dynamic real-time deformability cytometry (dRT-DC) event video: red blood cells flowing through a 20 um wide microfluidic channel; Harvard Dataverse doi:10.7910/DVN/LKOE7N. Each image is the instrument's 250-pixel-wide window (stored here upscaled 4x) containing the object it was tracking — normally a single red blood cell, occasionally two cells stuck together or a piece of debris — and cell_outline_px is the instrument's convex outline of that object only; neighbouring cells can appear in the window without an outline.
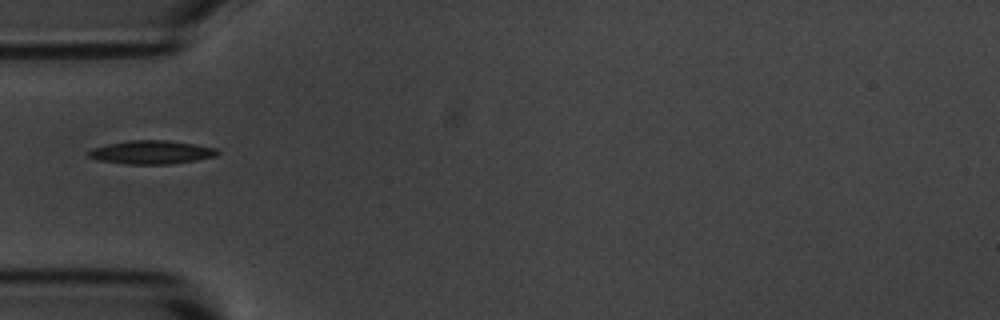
{"species": "common noctule bat (a hibernating species)", "species_latin": "Nyctalus noctula", "temperature_condition": "room temperature", "stored_images_in_passage": 6, "camera_frame_rate_fps": 3000, "um_per_image_px": 0.085, "animal": {"sex": "male", "body_mass_g": 20.1, "forearm_length_mm": 53.5}, "frame": {"image": 1, "passage_image": 1, "time_ms": 0.0, "image_size_px": [1000, 320], "cell_outline_px": [[220, 152], [216, 156], [196, 160], [172, 164], [128, 164], [100, 160], [88, 156], [88, 152], [92, 148], [108, 144], [128, 140], [168, 140], [196, 144], [216, 148]], "centroid_in_image_um": [12.91, 12.93], "position_along_channel_um": 72.1, "area_um2": 17.63}}
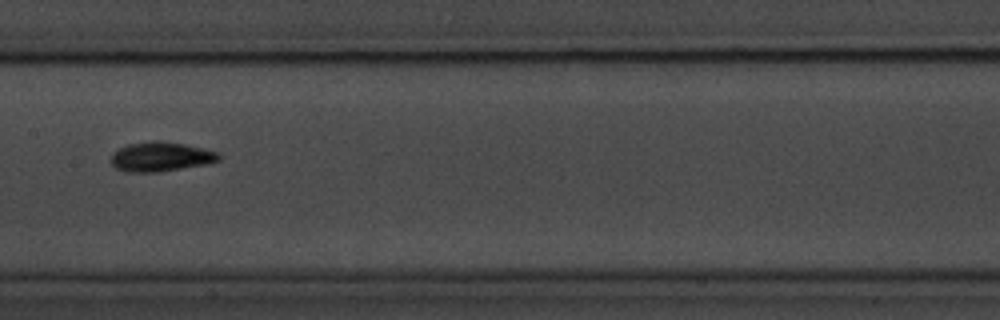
{"frame": {"image": 2, "passage_image": 4, "time_ms": 3.333, "image_size_px": [1000, 320], "cell_outline_px": [[220, 160], [208, 164], [156, 172], [128, 172], [116, 168], [112, 164], [112, 152], [128, 144], [152, 140], [160, 140], [184, 144], [220, 152]], "centroid_in_image_um": [13.69, 13.31], "position_along_channel_um": 193.7, "area_um2": 18.55}}
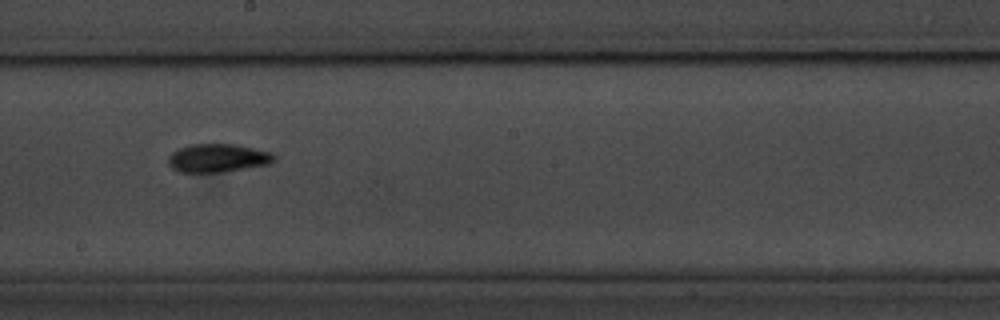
{"frame": {"image": 3, "passage_image": 5, "time_ms": 4.333, "image_size_px": [1000, 320], "cell_outline_px": [[276, 156], [268, 164], [224, 172], [180, 172], [172, 168], [168, 164], [168, 156], [172, 152], [188, 144], [232, 144], [252, 148], [268, 152]], "centroid_in_image_um": [18.44, 13.44], "position_along_channel_um": 229.8, "area_um2": 17.28}}